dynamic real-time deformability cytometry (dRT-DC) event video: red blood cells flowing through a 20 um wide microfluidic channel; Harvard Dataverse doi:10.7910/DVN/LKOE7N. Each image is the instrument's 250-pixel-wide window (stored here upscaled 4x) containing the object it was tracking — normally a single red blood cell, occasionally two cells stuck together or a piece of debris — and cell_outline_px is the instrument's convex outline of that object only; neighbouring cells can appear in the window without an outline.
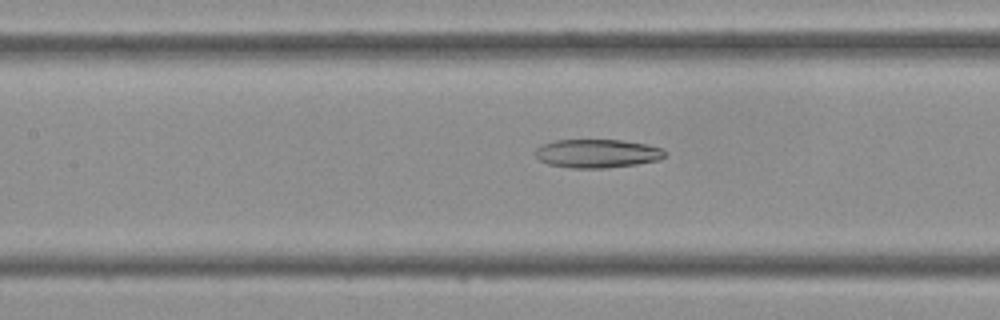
{"species": "Egyptian fruit bat (a non-hibernating species)", "species_latin": "Rousettus aegyptiacus", "temperature_condition": "cold", "stored_images_in_passage": 30, "camera_frame_rate_fps": 3000, "um_per_image_px": 0.085, "frame": {"image": 1, "passage_image": 9, "time_ms": 2.667, "image_size_px": [1000, 320], "cell_outline_px": [[668, 152], [660, 160], [636, 164], [608, 168], [572, 168], [548, 164], [540, 160], [536, 156], [536, 148], [544, 144], [556, 140], [624, 140], [648, 144], [664, 148]], "centroid_in_image_um": [50.83, 13.04], "position_along_channel_um": 156.6, "area_um2": 21.73}}
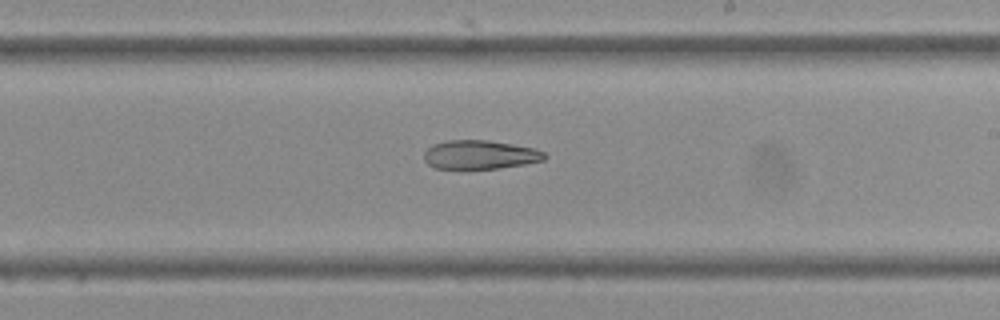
{"frame": {"image": 2, "passage_image": 15, "time_ms": 4.667, "image_size_px": [1000, 320], "cell_outline_px": [[548, 156], [544, 160], [524, 164], [496, 168], [436, 168], [428, 164], [424, 160], [424, 152], [432, 144], [448, 140], [488, 140], [512, 144], [532, 148], [544, 152]], "centroid_in_image_um": [40.78, 13.14], "position_along_channel_um": 248.2, "area_um2": 20.06}}
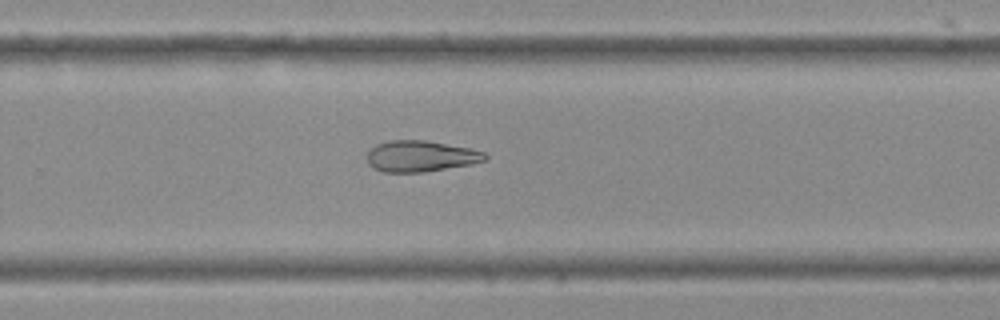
{"frame": {"image": 3, "passage_image": 18, "time_ms": 5.667, "image_size_px": [1000, 320], "cell_outline_px": [[488, 160], [472, 164], [424, 172], [384, 172], [368, 164], [368, 152], [376, 144], [388, 140], [424, 140], [468, 148], [484, 152], [488, 156]], "centroid_in_image_um": [35.77, 13.28], "position_along_channel_um": 294.0, "area_um2": 21.27}}